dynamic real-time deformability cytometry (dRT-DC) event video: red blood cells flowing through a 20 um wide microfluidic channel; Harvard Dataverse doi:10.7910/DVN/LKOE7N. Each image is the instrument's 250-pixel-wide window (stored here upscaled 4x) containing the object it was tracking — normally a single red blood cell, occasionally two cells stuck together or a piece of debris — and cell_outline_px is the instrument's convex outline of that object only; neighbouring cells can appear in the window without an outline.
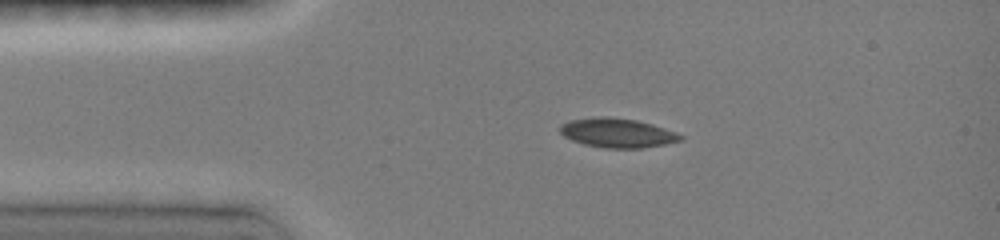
{"species": "common noctule bat (a hibernating species)", "species_latin": "Nyctalus noctula", "temperature_condition": "room temperature", "stored_images_in_passage": 9, "camera_frame_rate_fps": 3000, "um_per_image_px": 0.085, "animal": {"sex": "female", "body_mass_g": 19.0, "forearm_length_mm": 51.5}, "frame": {"image": 1, "passage_image": 6, "time_ms": 2.0, "image_size_px": [1000, 240], "cell_outline_px": [[684, 136], [680, 140], [664, 144], [640, 148], [604, 148], [584, 144], [572, 140], [564, 136], [560, 132], [560, 124], [568, 120], [600, 116], [636, 120], [652, 124], [676, 132]], "centroid_in_image_um": [52.44, 11.29], "position_along_channel_um": 32.6, "area_um2": 20.4}}